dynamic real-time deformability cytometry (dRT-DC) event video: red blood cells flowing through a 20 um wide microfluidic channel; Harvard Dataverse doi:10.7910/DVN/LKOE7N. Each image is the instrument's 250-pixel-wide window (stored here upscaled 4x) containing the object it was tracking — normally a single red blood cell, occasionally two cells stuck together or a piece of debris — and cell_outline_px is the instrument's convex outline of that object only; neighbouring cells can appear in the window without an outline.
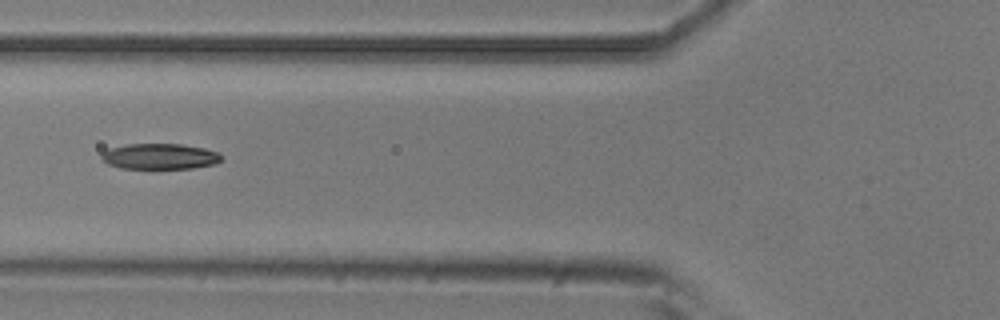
{"species": "common noctule bat (a hibernating species)", "species_latin": "Nyctalus noctula", "temperature_condition": "room temperature", "stored_images_in_passage": 4, "camera_frame_rate_fps": 3000, "um_per_image_px": 0.085, "animal": {"sex": "male", "body_mass_g": 20.5, "forearm_length_mm": 52.5}, "frame": {"image": 1, "passage_image": 4, "time_ms": 1.0, "image_size_px": [1000, 320], "cell_outline_px": [[220, 160], [212, 164], [192, 168], [120, 168], [108, 164], [100, 160], [100, 156], [108, 148], [128, 144], [184, 144], [204, 148], [216, 152], [220, 156]], "centroid_in_image_um": [13.51, 13.29], "position_along_channel_um": 112.3, "area_um2": 17.8}}